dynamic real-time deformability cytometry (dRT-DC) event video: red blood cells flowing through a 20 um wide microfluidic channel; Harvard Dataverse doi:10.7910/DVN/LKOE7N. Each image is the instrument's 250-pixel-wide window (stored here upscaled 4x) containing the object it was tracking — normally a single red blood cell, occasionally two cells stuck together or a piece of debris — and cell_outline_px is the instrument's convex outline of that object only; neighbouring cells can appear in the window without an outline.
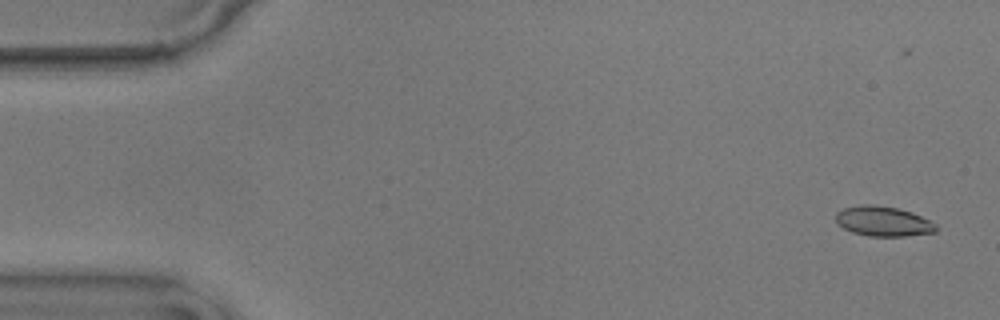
{"species": "common noctule bat (a hibernating species)", "species_latin": "Nyctalus noctula", "temperature_condition": "warm", "stored_images_in_passage": 58, "camera_frame_rate_fps": 3000, "um_per_image_px": 0.085, "animal": {"sex": "male", "body_mass_g": 17.9}, "frame": {"image": 1, "passage_image": 4, "time_ms": 1.0, "image_size_px": [1000, 320], "cell_outline_px": [[936, 232], [908, 236], [868, 236], [852, 232], [836, 224], [836, 212], [844, 208], [860, 204], [872, 204], [896, 208], [912, 212], [936, 224]], "centroid_in_image_um": [75.04, 18.81], "position_along_channel_um": 10.0, "area_um2": 17.51}}
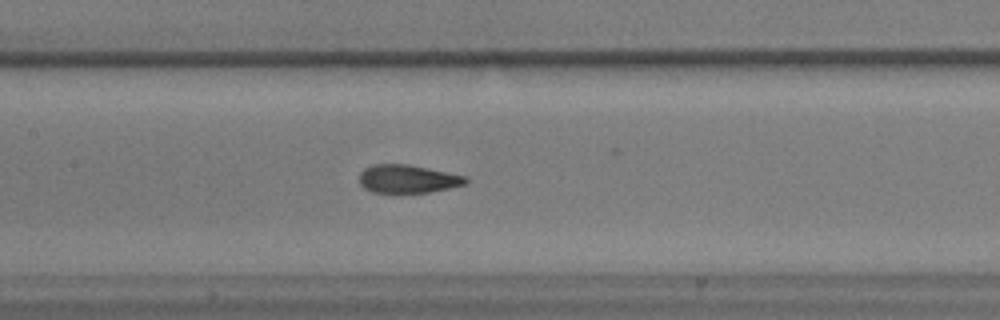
{"frame": {"image": 2, "passage_image": 28, "time_ms": 9.0, "image_size_px": [1000, 320], "cell_outline_px": [[468, 180], [464, 184], [448, 188], [428, 192], [372, 192], [364, 188], [360, 184], [360, 172], [364, 168], [372, 164], [408, 164], [468, 176]], "centroid_in_image_um": [34.64, 15.19], "position_along_channel_um": 172.8, "area_um2": 17.4}}
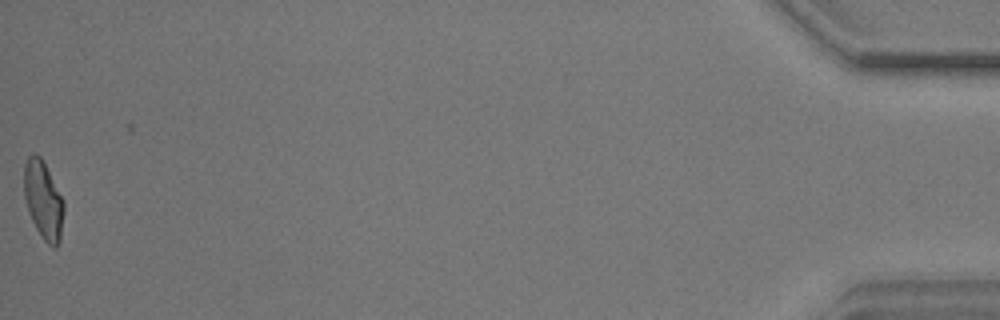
{"frame": {"image": 3, "passage_image": 58, "time_ms": 19.0, "image_size_px": [1000, 320], "cell_outline_px": [[64, 212], [60, 240], [56, 248], [52, 248], [44, 240], [36, 228], [32, 220], [24, 196], [24, 164], [28, 156], [32, 152], [36, 152], [40, 156], [64, 200]], "centroid_in_image_um": [3.69, 17.0], "position_along_channel_um": 431.5, "area_um2": 18.09}, "authors_computed_cell_mechanics": {"area_um2": 18.0914, "velocity_mm_per_s": 3.5814, "shape_relaxation_time_tau1_ms": 9.0461, "shape_relaxation_time_tau2_ms": 0.8456, "deformation_change_tau1": 0.2083, "deformation_change_tau2": 0.0699}}